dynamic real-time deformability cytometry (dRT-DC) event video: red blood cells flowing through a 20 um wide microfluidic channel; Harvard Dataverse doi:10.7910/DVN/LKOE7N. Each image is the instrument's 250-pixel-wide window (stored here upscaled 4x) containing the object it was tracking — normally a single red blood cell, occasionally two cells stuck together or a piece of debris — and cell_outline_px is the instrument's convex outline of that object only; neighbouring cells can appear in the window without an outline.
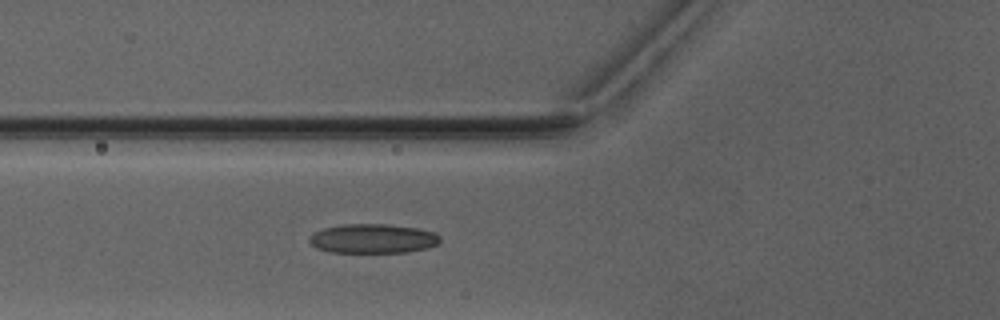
{"species": "Egyptian fruit bat (a non-hibernating species)", "species_latin": "Rousettus aegyptiacus", "temperature_condition": "warm", "stored_images_in_passage": 5, "camera_frame_rate_fps": 3000, "um_per_image_px": 0.085, "animal": {"sex": "male"}, "frame": {"image": 1, "passage_image": 5, "time_ms": 4.667, "image_size_px": [1000, 320], "cell_outline_px": [[440, 240], [436, 244], [428, 248], [408, 252], [332, 252], [316, 248], [308, 240], [308, 236], [312, 232], [324, 228], [344, 224], [388, 224], [416, 228], [436, 232], [440, 236]], "centroid_in_image_um": [31.68, 20.27], "position_along_channel_um": 94.1, "area_um2": 22.43}}